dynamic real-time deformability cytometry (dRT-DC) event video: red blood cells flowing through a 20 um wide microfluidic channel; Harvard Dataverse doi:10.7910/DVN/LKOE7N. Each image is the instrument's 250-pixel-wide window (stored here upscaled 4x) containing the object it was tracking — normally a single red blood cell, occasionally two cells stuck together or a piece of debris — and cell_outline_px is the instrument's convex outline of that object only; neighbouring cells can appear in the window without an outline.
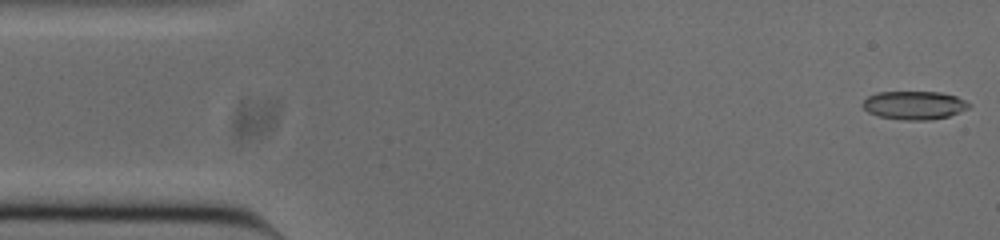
{"species": "common noctule bat (a hibernating species)", "species_latin": "Nyctalus noctula", "temperature_condition": "cold", "stored_images_in_passage": 52, "camera_frame_rate_fps": 3000, "um_per_image_px": 0.085, "animal": {"sex": "male", "body_mass_g": 20.0, "forearm_length_mm": 53.3}, "frame": {"image": 1, "passage_image": 1, "time_ms": 0.0, "image_size_px": [1000, 240], "cell_outline_px": [[972, 104], [968, 108], [948, 116], [928, 120], [904, 120], [876, 116], [868, 112], [860, 104], [868, 96], [876, 92], [940, 92], [956, 96]], "centroid_in_image_um": [77.67, 8.94], "position_along_channel_um": 7.3, "area_um2": 17.63}}
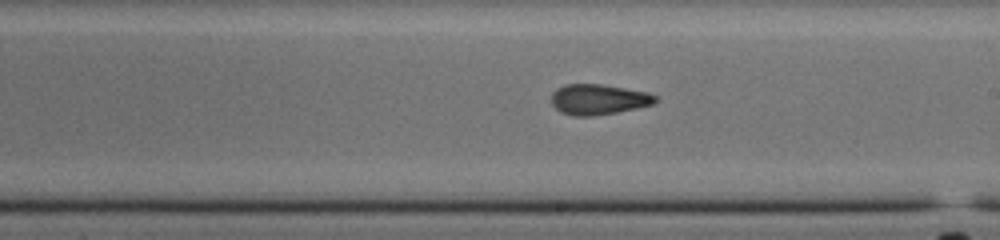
{"frame": {"image": 2, "passage_image": 28, "time_ms": 9.0, "image_size_px": [1000, 240], "cell_outline_px": [[656, 100], [652, 104], [636, 108], [616, 112], [592, 116], [572, 116], [560, 112], [552, 104], [552, 92], [556, 88], [564, 84], [600, 84], [648, 92], [656, 96]], "centroid_in_image_um": [50.82, 8.45], "position_along_channel_um": 238.2, "area_um2": 18.38}}
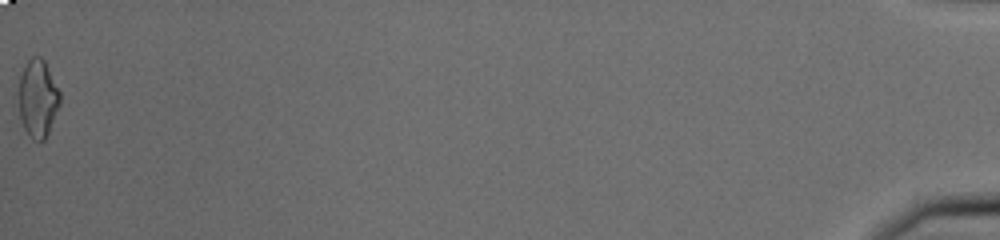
{"frame": {"image": 3, "passage_image": 52, "time_ms": 17.0, "image_size_px": [1000, 240], "cell_outline_px": [[60, 104], [48, 132], [44, 140], [32, 140], [24, 128], [20, 120], [20, 76], [28, 60], [32, 56], [40, 56], [44, 60], [60, 92]], "centroid_in_image_um": [3.23, 8.37], "position_along_channel_um": 432.0, "area_um2": 18.32}, "authors_computed_cell_mechanics": {"area_um2": 18.3515, "velocity_mm_per_s": 3.8486, "shape_relaxation_time_tau1_ms": null, "shape_relaxation_time_tau2_ms": 2.0927, "deformation_change_tau1": null, "deformation_change_tau2": 0.073}}